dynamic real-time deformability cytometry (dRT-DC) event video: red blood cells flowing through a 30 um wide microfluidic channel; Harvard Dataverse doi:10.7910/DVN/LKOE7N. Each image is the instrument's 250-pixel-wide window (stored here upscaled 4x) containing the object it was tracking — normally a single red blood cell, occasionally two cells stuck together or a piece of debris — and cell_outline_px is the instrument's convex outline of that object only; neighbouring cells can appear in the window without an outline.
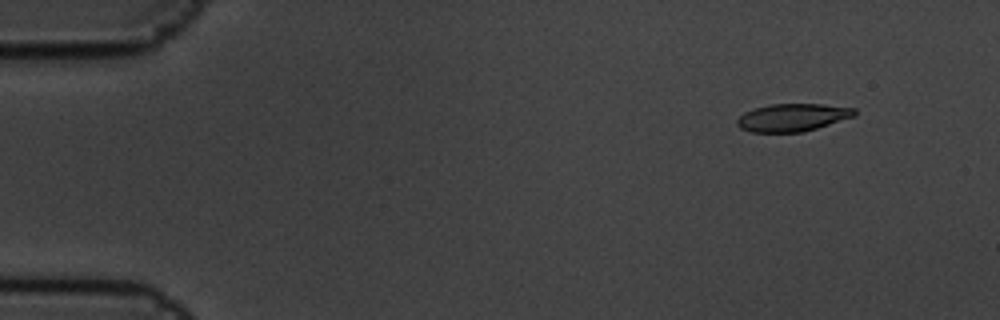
{"species": "common noctule bat (a hibernating species)", "species_latin": "Nyctalus noctula", "temperature_condition": "cold", "stored_images_in_passage": 9, "camera_frame_rate_fps": 3000, "um_per_image_px": 0.085, "animal": {"sex": "male", "body_mass_g": 19.5, "forearm_length_mm": 54.6}, "frame": {"image": 1, "passage_image": 2, "time_ms": 0.333, "image_size_px": [1000, 320], "cell_outline_px": [[856, 116], [804, 132], [752, 132], [740, 128], [736, 124], [736, 120], [744, 112], [756, 108], [772, 104], [824, 104], [856, 108]], "centroid_in_image_um": [67.39, 9.98], "position_along_channel_um": 17.6, "area_um2": 19.02}}
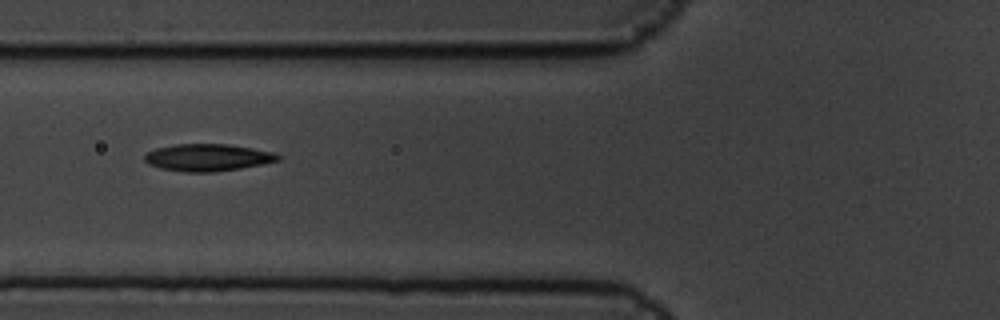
{"frame": {"image": 2, "passage_image": 6, "time_ms": 1.667, "image_size_px": [1000, 320], "cell_outline_px": [[280, 160], [240, 168], [212, 172], [184, 172], [160, 168], [148, 164], [144, 160], [144, 156], [148, 152], [156, 148], [176, 144], [228, 144], [252, 148], [272, 152], [280, 156]], "centroid_in_image_um": [17.62, 13.38], "position_along_channel_um": 108.2, "area_um2": 20.92}}
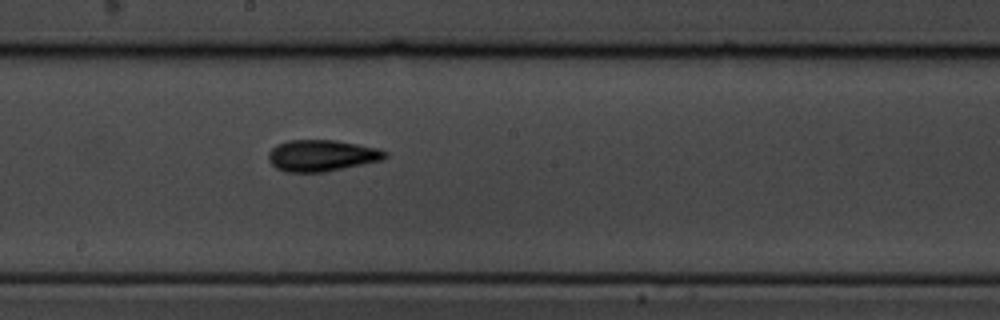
{"frame": {"image": 3, "passage_image": 9, "time_ms": 2.667, "image_size_px": [1000, 320], "cell_outline_px": [[388, 156], [384, 160], [324, 172], [284, 172], [276, 168], [268, 160], [268, 152], [276, 144], [288, 140], [336, 140], [376, 148], [388, 152]], "centroid_in_image_um": [27.33, 13.22], "position_along_channel_um": 220.9, "area_um2": 21.5}}